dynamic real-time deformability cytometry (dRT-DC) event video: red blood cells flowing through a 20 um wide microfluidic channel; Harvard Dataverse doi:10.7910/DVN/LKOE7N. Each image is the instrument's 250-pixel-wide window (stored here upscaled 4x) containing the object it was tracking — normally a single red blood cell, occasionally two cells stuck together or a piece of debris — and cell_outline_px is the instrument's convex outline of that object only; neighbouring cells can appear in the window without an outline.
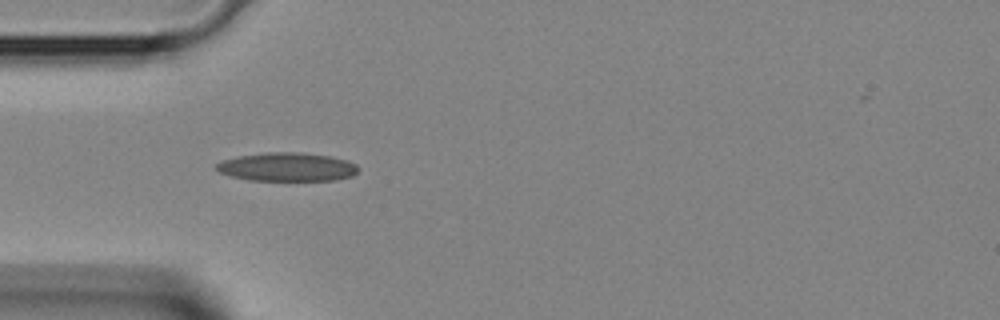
{"species": "Egyptian fruit bat (a non-hibernating species)", "species_latin": "Rousettus aegyptiacus", "temperature_condition": "room temperature", "stored_images_in_passage": 3, "camera_frame_rate_fps": 3000, "um_per_image_px": 0.085, "animal": {"sex": "female"}, "frame": {"image": 1, "passage_image": 1, "time_ms": 0.0, "image_size_px": [1000, 320], "cell_outline_px": [[360, 168], [352, 176], [336, 180], [248, 180], [232, 176], [220, 172], [216, 168], [216, 164], [224, 160], [236, 156], [268, 152], [300, 152], [328, 156], [348, 160], [356, 164]], "centroid_in_image_um": [24.43, 14.18], "position_along_channel_um": 60.6, "area_um2": 23.58}}